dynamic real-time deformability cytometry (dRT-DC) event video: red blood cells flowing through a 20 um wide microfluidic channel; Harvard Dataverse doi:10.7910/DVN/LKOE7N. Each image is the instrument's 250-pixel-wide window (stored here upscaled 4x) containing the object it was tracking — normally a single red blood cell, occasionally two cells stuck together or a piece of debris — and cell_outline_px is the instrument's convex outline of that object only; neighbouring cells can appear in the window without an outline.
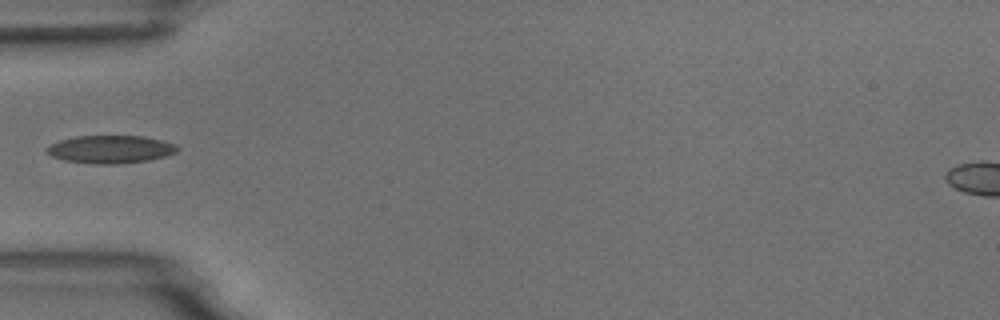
{"species": "common noctule bat (a hibernating species)", "species_latin": "Nyctalus noctula", "temperature_condition": "room temperature", "stored_images_in_passage": 6, "camera_frame_rate_fps": 3000, "um_per_image_px": 0.085, "animal": {"sex": "male", "body_mass_g": 18.8}, "frame": {"image": 1, "passage_image": 6, "time_ms": 5.667, "image_size_px": [1000, 320], "cell_outline_px": [[180, 148], [176, 152], [168, 156], [148, 160], [120, 164], [92, 164], [64, 160], [52, 156], [44, 148], [60, 140], [76, 136], [144, 136], [176, 144]], "centroid_in_image_um": [9.42, 12.69], "position_along_channel_um": 75.6, "area_um2": 21.27}}